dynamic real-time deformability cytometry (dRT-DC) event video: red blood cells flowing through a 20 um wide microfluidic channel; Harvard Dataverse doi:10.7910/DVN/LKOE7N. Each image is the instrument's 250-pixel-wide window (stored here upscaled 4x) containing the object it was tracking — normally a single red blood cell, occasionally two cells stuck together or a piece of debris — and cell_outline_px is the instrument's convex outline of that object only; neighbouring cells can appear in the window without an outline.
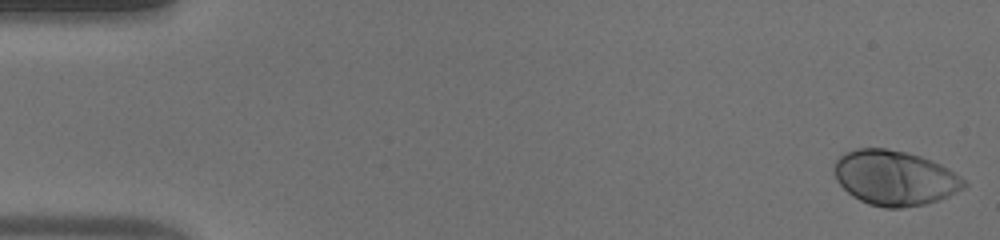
{"species": "human", "species_latin": "Homo sapiens", "temperature_condition": "warm", "stored_images_in_passage": 53, "camera_frame_rate_fps": 3000, "um_per_image_px": 0.085, "donor": {"sex": "male"}, "frame": {"image": 1, "passage_image": 1, "time_ms": 0.0, "image_size_px": [1000, 240], "cell_outline_px": [[968, 184], [964, 188], [948, 196], [924, 204], [900, 208], [884, 208], [868, 204], [852, 196], [836, 180], [832, 172], [836, 160], [844, 152], [856, 148], [884, 148], [904, 152], [920, 156], [940, 164], [964, 180]], "centroid_in_image_um": [76.0, 15.12], "position_along_channel_um": 9.0, "area_um2": 41.33}}
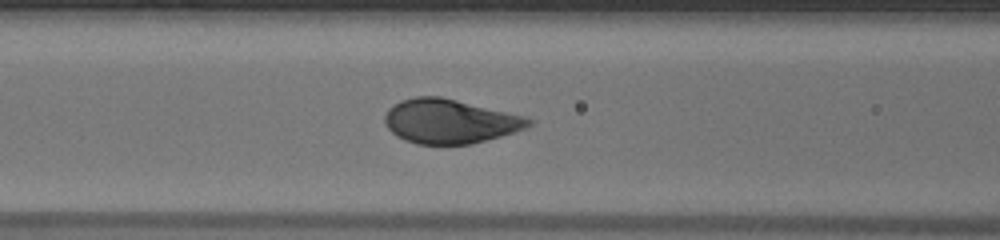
{"frame": {"image": 2, "passage_image": 22, "time_ms": 7.0, "image_size_px": [1000, 240], "cell_outline_px": [[536, 120], [532, 124], [524, 128], [500, 136], [472, 144], [416, 144], [404, 140], [396, 136], [384, 124], [384, 116], [388, 108], [392, 104], [400, 100], [416, 96], [440, 96], [528, 116]], "centroid_in_image_um": [38.22, 10.3], "position_along_channel_um": 128.4, "area_um2": 37.45}}
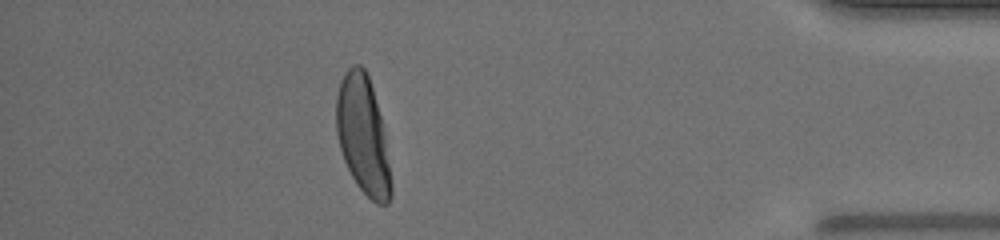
{"frame": {"image": 3, "passage_image": 47, "time_ms": 15.333, "image_size_px": [1000, 240], "cell_outline_px": [[392, 196], [388, 204], [376, 204], [356, 184], [344, 160], [340, 148], [336, 132], [336, 96], [340, 80], [344, 72], [352, 64], [360, 64], [364, 68], [368, 76], [372, 88], [384, 128], [392, 184]], "centroid_in_image_um": [30.85, 11.49], "position_along_channel_um": 404.4, "area_um2": 37.8}, "authors_computed_cell_mechanics": {"area_um2": 38.8416, "velocity_mm_per_s": 3.8385, "shape_relaxation_time_tau1_ms": 2.4814, "shape_relaxation_time_tau2_ms": null, "deformation_change_tau1": 0.1817, "deformation_change_tau2": null}}